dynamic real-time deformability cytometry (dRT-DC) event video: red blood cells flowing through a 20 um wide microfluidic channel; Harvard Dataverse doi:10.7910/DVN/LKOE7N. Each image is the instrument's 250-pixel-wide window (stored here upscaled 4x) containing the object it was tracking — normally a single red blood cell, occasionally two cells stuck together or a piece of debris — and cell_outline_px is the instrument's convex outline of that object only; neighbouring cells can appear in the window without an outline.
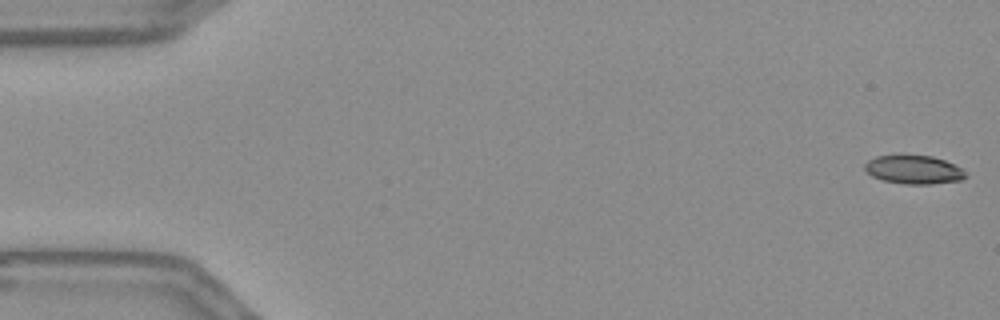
{"species": "Egyptian fruit bat (a non-hibernating species)", "species_latin": "Rousettus aegyptiacus", "temperature_condition": "warm", "stored_images_in_passage": 55, "camera_frame_rate_fps": 3000, "um_per_image_px": 0.085, "frame": {"image": 1, "passage_image": 1, "time_ms": 0.0, "image_size_px": [1000, 320], "cell_outline_px": [[968, 176], [960, 180], [932, 184], [904, 184], [884, 180], [872, 176], [864, 168], [864, 164], [868, 160], [876, 156], [900, 152], [932, 156], [944, 160], [960, 168]], "centroid_in_image_um": [77.61, 14.37], "position_along_channel_um": 7.4, "area_um2": 17.28}}
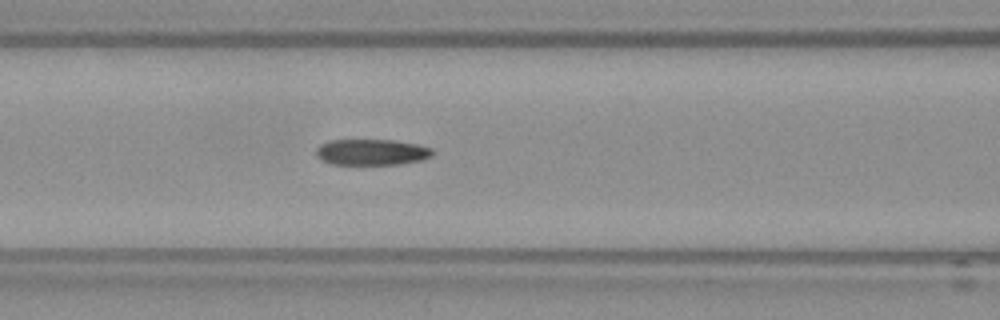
{"frame": {"image": 2, "passage_image": 23, "time_ms": 7.333, "image_size_px": [1000, 320], "cell_outline_px": [[436, 152], [432, 156], [420, 160], [400, 164], [332, 164], [320, 160], [316, 156], [316, 148], [320, 144], [328, 140], [392, 140], [420, 144], [432, 148]], "centroid_in_image_um": [31.6, 12.92], "position_along_channel_um": 135.0, "area_um2": 17.86}}
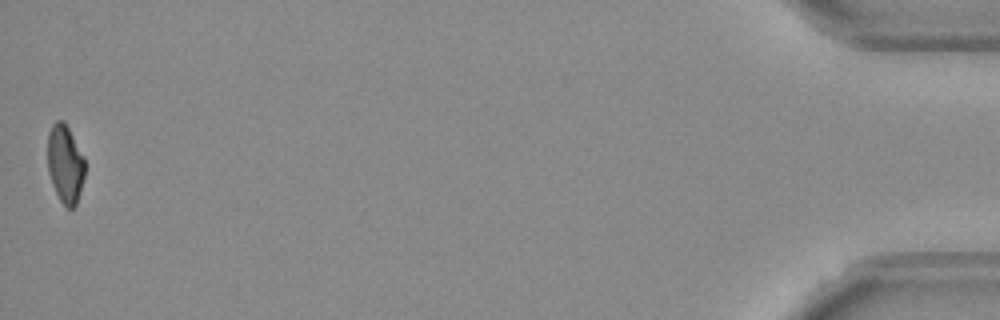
{"frame": {"image": 3, "passage_image": 55, "time_ms": 18.0, "image_size_px": [1000, 320], "cell_outline_px": [[84, 176], [80, 192], [76, 204], [72, 208], [68, 208], [60, 200], [52, 184], [48, 172], [48, 132], [52, 124], [56, 120], [64, 120], [84, 156]], "centroid_in_image_um": [5.53, 13.9], "position_along_channel_um": 429.7, "area_um2": 16.94}, "authors_computed_cell_mechanics": {"area_um2": 18.496, "velocity_mm_per_s": 3.6808, "shape_relaxation_time_tau1_ms": null, "shape_relaxation_time_tau2_ms": 2.8327, "deformation_change_tau1": null, "deformation_change_tau2": 0.1041}}